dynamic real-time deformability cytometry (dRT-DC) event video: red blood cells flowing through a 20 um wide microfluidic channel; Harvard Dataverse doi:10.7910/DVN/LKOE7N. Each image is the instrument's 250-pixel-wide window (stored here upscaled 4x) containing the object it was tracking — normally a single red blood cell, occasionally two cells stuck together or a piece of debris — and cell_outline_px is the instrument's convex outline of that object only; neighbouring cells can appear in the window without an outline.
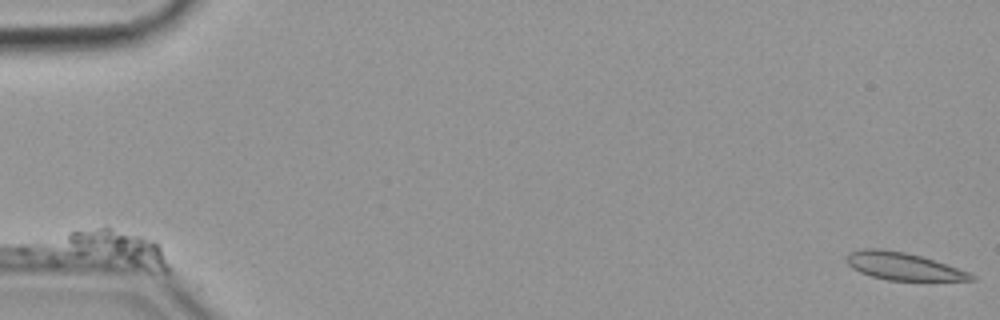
{"species": "common noctule bat (a hibernating species)", "species_latin": "Nyctalus noctula", "temperature_condition": "cold", "stored_images_in_passage": 37, "camera_frame_rate_fps": 3000, "um_per_image_px": 0.085, "animal": {"sex": "female", "body_mass_g": 19.9}, "frame": {"image": 1, "passage_image": 1, "time_ms": 0.0, "image_size_px": [1000, 320], "cell_outline_px": [[976, 280], [888, 280], [872, 276], [860, 272], [852, 268], [844, 260], [852, 252], [864, 248], [880, 248], [904, 252], [920, 256], [968, 272], [976, 276]], "centroid_in_image_um": [76.73, 22.63], "position_along_channel_um": 8.3, "area_um2": 19.54}}
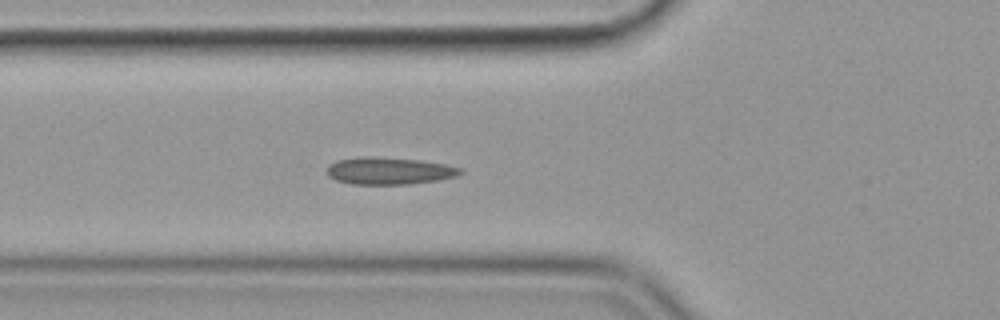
{"frame": {"image": 2, "passage_image": 21, "time_ms": 6.667, "image_size_px": [1000, 320], "cell_outline_px": [[464, 172], [456, 176], [436, 180], [412, 184], [352, 184], [336, 180], [328, 176], [324, 172], [328, 164], [336, 160], [360, 156], [372, 156], [420, 160], [444, 164], [464, 168]], "centroid_in_image_um": [33.03, 14.51], "position_along_channel_um": 92.8, "area_um2": 21.44}}
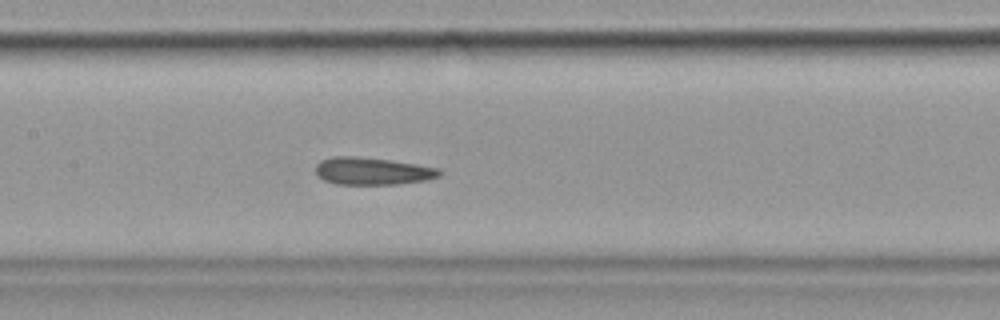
{"frame": {"image": 3, "passage_image": 28, "time_ms": 9.0, "image_size_px": [1000, 320], "cell_outline_px": [[444, 172], [440, 176], [424, 180], [396, 184], [336, 184], [324, 180], [316, 176], [316, 164], [320, 160], [332, 156], [356, 156], [388, 160], [440, 168]], "centroid_in_image_um": [31.62, 14.54], "position_along_channel_um": 175.8, "area_um2": 19.77}}